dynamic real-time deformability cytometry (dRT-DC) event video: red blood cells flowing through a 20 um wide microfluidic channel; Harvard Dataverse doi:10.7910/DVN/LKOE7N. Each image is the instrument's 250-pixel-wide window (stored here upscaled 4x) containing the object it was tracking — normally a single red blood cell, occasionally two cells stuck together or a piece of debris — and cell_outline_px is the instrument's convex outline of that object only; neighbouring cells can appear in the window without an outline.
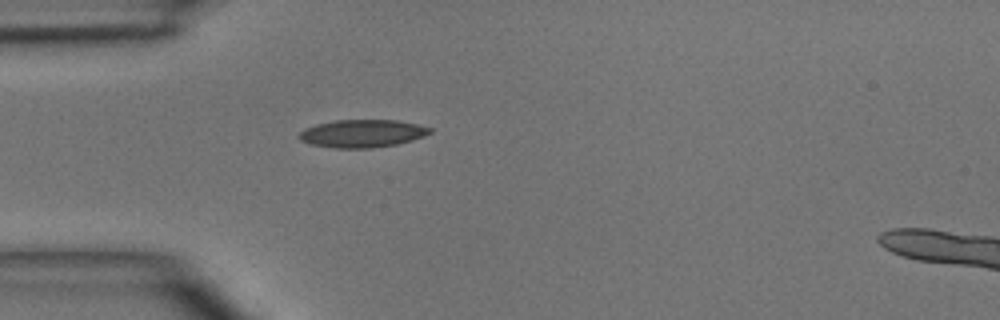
{"species": "common noctule bat (a hibernating species)", "species_latin": "Nyctalus noctula", "temperature_condition": "room temperature", "stored_images_in_passage": 1, "camera_frame_rate_fps": 3000, "um_per_image_px": 0.085, "animal": {"sex": "male", "body_mass_g": 15.6}, "frame": {"image": 1, "passage_image": 1, "time_ms": 0.0, "image_size_px": [1000, 320], "cell_outline_px": [[432, 132], [424, 136], [412, 140], [396, 144], [372, 148], [332, 148], [312, 144], [300, 140], [296, 136], [304, 128], [316, 124], [336, 120], [396, 120], [416, 124], [432, 128]], "centroid_in_image_um": [30.77, 11.34], "position_along_channel_um": 54.2, "area_um2": 21.21}}